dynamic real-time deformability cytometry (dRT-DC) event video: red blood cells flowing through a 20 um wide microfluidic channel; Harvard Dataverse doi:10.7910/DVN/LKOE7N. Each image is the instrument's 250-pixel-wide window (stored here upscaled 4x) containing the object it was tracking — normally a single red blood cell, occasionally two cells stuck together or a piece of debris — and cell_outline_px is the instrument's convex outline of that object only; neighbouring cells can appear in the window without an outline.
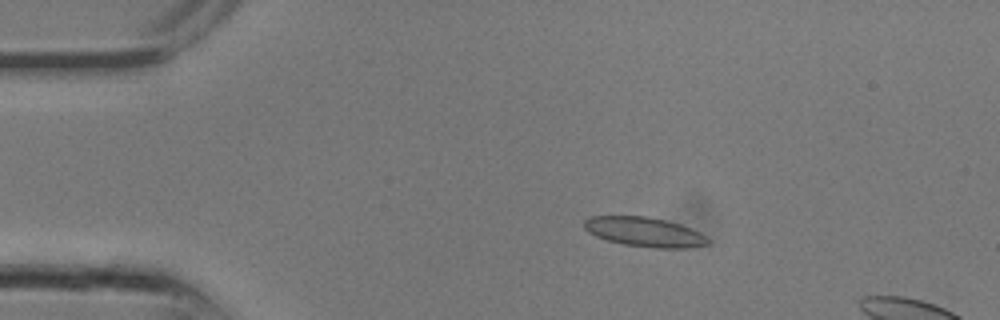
{"species": "common noctule bat (a hibernating species)", "species_latin": "Nyctalus noctula", "temperature_condition": "room temperature", "stored_images_in_passage": 7, "camera_frame_rate_fps": 3000, "um_per_image_px": 0.085, "animal": {"sex": "male", "body_mass_g": 13.3}, "frame": {"image": 1, "passage_image": 4, "time_ms": 1.0, "image_size_px": [1000, 320], "cell_outline_px": [[712, 240], [708, 244], [684, 248], [652, 248], [624, 244], [608, 240], [596, 236], [588, 232], [584, 228], [584, 220], [588, 216], [648, 216], [680, 224], [700, 232]], "centroid_in_image_um": [54.78, 19.71], "position_along_channel_um": 30.2, "area_um2": 21.33}}